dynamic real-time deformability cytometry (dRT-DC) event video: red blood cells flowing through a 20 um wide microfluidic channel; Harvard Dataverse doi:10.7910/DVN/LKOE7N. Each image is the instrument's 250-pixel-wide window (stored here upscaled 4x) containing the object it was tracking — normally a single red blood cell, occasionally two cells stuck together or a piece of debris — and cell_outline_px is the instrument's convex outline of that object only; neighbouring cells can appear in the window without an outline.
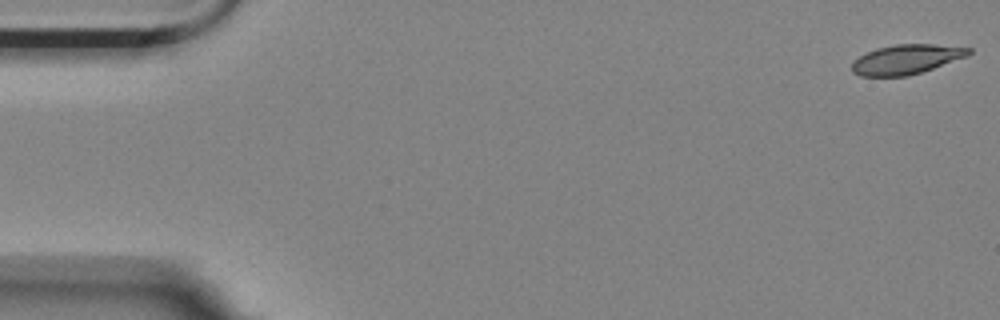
{"species": "Egyptian fruit bat (a non-hibernating species)", "species_latin": "Rousettus aegyptiacus", "temperature_condition": "room temperature", "stored_images_in_passage": 4, "camera_frame_rate_fps": 3000, "um_per_image_px": 0.085, "animal": {"sex": "female"}, "frame": {"image": 1, "passage_image": 1, "time_ms": 0.0, "image_size_px": [1000, 320], "cell_outline_px": [[972, 52], [968, 56], [908, 76], [860, 76], [852, 72], [852, 60], [876, 48], [896, 44], [932, 44], [972, 48]], "centroid_in_image_um": [77.02, 5.04], "position_along_channel_um": 8.0, "area_um2": 20.06}}